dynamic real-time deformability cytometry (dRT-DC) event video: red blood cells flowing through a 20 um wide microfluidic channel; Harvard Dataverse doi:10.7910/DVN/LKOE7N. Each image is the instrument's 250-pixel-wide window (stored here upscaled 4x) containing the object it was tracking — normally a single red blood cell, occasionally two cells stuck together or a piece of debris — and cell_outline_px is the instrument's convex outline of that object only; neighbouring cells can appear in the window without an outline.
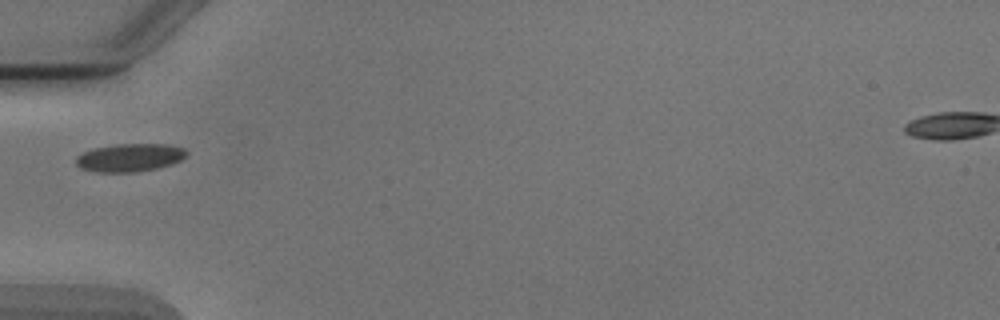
{"species": "Egyptian fruit bat (a non-hibernating species)", "species_latin": "Rousettus aegyptiacus", "temperature_condition": "cold", "stored_images_in_passage": 2, "camera_frame_rate_fps": 3000, "um_per_image_px": 0.085, "animal": {"sex": "male"}, "frame": {"image": 1, "passage_image": 1, "time_ms": 0.0, "image_size_px": [1000, 320], "cell_outline_px": [[188, 152], [180, 160], [172, 164], [156, 168], [136, 172], [96, 172], [80, 168], [76, 164], [76, 156], [92, 148], [116, 144], [168, 144], [184, 148]], "centroid_in_image_um": [11.01, 13.39], "position_along_channel_um": 74.0, "area_um2": 18.09}}